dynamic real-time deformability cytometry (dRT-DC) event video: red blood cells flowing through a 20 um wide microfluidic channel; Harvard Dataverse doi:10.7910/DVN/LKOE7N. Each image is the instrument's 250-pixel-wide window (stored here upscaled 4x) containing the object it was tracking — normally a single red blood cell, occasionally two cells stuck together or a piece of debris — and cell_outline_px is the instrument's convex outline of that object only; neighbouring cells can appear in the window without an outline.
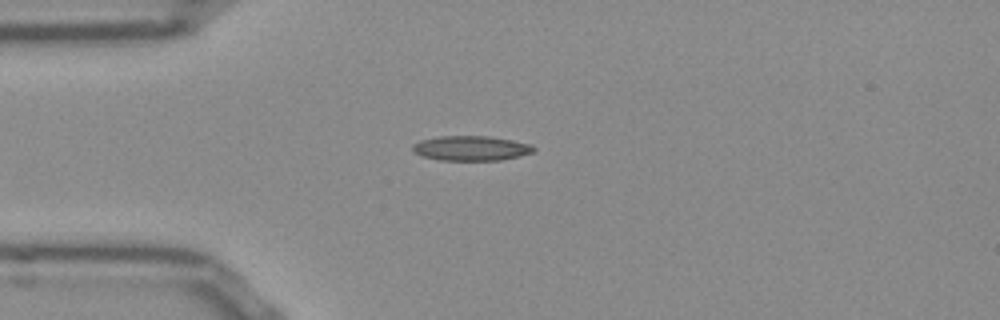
{"species": "Egyptian fruit bat (a non-hibernating species)", "species_latin": "Rousettus aegyptiacus", "temperature_condition": "room temperature", "stored_images_in_passage": 40, "camera_frame_rate_fps": 3000, "um_per_image_px": 0.085, "frame": {"image": 1, "passage_image": 1, "time_ms": 0.0, "image_size_px": [1000, 320], "cell_outline_px": [[536, 148], [532, 152], [520, 156], [500, 160], [440, 160], [420, 156], [412, 148], [412, 144], [420, 140], [440, 136], [488, 136], [512, 140], [532, 144]], "centroid_in_image_um": [40.04, 12.6], "position_along_channel_um": 45.0, "area_um2": 17.51}}
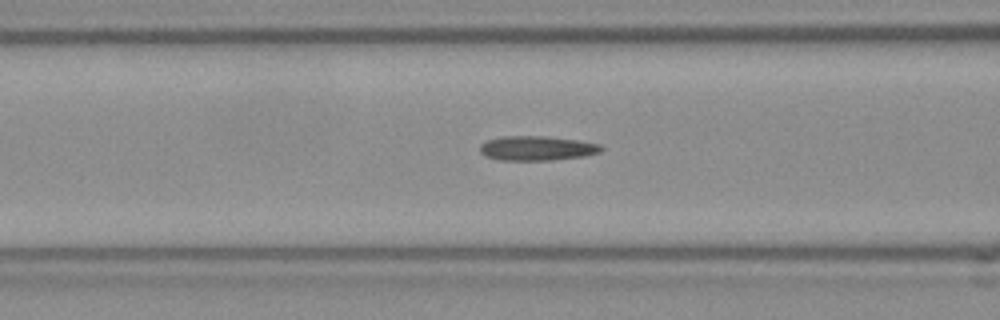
{"frame": {"image": 2, "passage_image": 8, "time_ms": 2.333, "image_size_px": [1000, 320], "cell_outline_px": [[604, 148], [600, 152], [584, 156], [548, 160], [500, 160], [484, 156], [480, 152], [480, 144], [488, 140], [504, 136], [544, 136], [576, 140], [600, 144]], "centroid_in_image_um": [45.62, 12.6], "position_along_channel_um": 121.0, "area_um2": 17.22}}
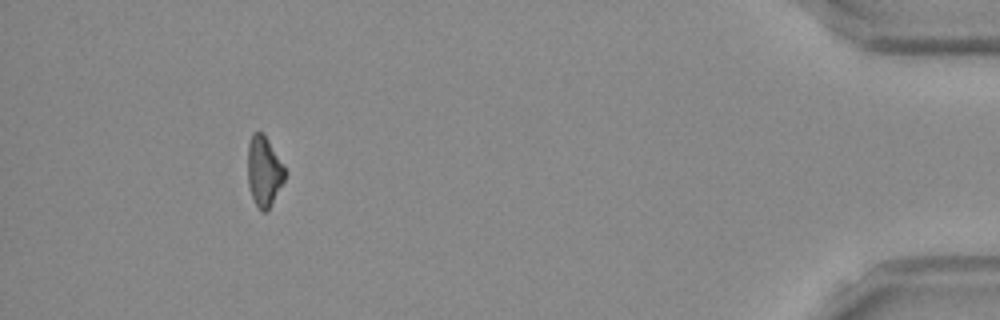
{"frame": {"image": 3, "passage_image": 36, "time_ms": 11.667, "image_size_px": [1000, 320], "cell_outline_px": [[284, 180], [268, 208], [264, 212], [260, 212], [252, 196], [248, 184], [248, 144], [252, 132], [264, 132], [284, 168]], "centroid_in_image_um": [22.4, 14.52], "position_along_channel_um": 412.8, "area_um2": 14.8}}